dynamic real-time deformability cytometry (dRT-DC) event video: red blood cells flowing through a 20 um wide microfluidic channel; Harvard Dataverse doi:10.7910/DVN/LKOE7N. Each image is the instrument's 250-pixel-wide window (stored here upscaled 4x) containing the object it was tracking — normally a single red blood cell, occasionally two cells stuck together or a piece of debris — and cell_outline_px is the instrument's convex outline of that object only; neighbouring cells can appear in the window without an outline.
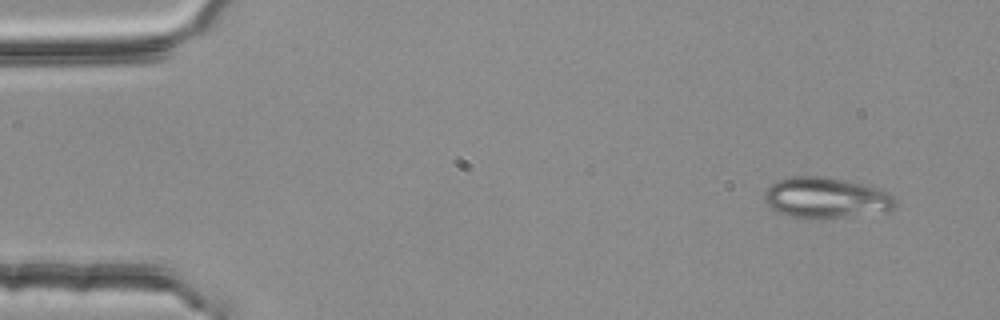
{"species": "common noctule bat (a hibernating species)", "species_latin": "Nyctalus noctula", "temperature_condition": "room temperature", "stored_images_in_passage": 5, "camera_frame_rate_fps": 3000, "um_per_image_px": 0.085, "animal": {"sex": "female", "body_mass_g": 25.1}, "frame": {"image": 1, "passage_image": 1, "time_ms": 0.0, "image_size_px": [1000, 320], "cell_outline_px": [[896, 204], [892, 208], [884, 212], [840, 216], [792, 216], [780, 212], [772, 208], [764, 200], [764, 192], [772, 184], [788, 176], [824, 176], [876, 188], [888, 192], [896, 200]], "centroid_in_image_um": [70.19, 16.77], "position_along_channel_um": 14.8, "area_um2": 29.88}}